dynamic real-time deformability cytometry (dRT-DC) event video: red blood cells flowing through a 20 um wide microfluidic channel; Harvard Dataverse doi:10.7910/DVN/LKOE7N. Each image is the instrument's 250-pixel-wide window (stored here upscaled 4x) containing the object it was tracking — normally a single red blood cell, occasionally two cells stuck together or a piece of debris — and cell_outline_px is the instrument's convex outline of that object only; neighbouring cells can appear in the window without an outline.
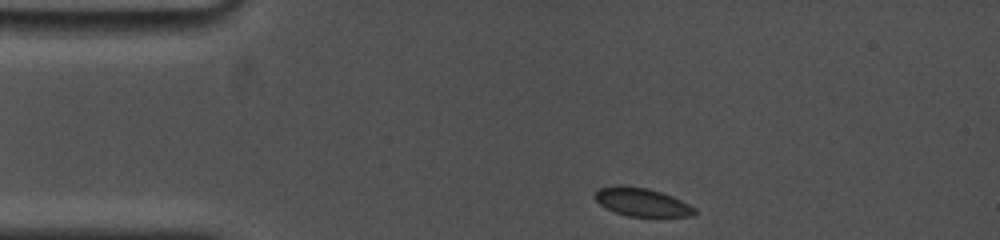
{"species": "common noctule bat (a hibernating species)", "species_latin": "Nyctalus noctula", "temperature_condition": "cold", "stored_images_in_passage": 51, "camera_frame_rate_fps": 5000, "um_per_image_px": 0.085, "animal": {"sex": "female", "body_mass_g": 19.0, "forearm_length_mm": 53.3}, "frame": {"image": 1, "passage_image": 1, "time_ms": 0.0, "image_size_px": [1000, 240], "cell_outline_px": [[696, 216], [628, 216], [616, 212], [600, 204], [592, 196], [600, 188], [620, 184], [648, 188], [672, 196], [696, 208]], "centroid_in_image_um": [54.56, 17.17], "position_along_channel_um": 30.4, "area_um2": 16.36}}
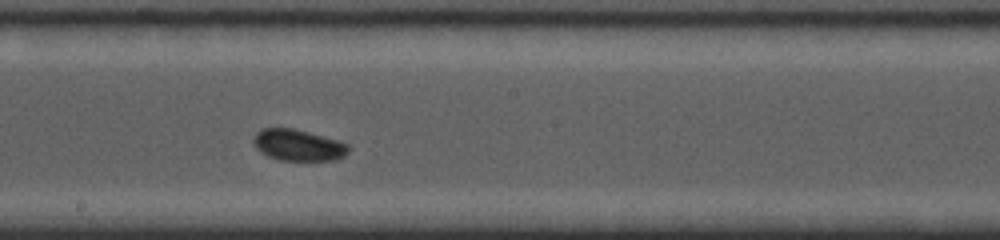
{"frame": {"image": 2, "passage_image": 28, "time_ms": 6.4, "image_size_px": [1000, 240], "cell_outline_px": [[348, 152], [344, 156], [336, 160], [280, 160], [268, 156], [260, 152], [256, 148], [252, 140], [256, 132], [260, 128], [296, 128], [336, 140], [348, 144]], "centroid_in_image_um": [25.31, 12.33], "position_along_channel_um": 222.9, "area_um2": 17.4}}
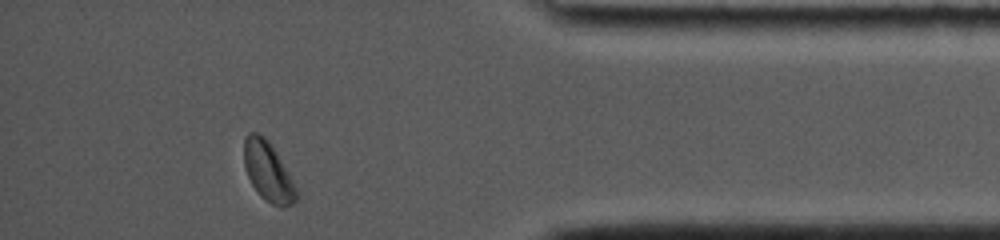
{"frame": {"image": 3, "passage_image": 48, "time_ms": 12.0, "image_size_px": [1000, 240], "cell_outline_px": [[296, 200], [292, 204], [280, 208], [272, 204], [260, 196], [256, 192], [248, 176], [244, 164], [244, 136], [248, 132], [256, 132], [264, 136], [268, 140], [288, 172], [296, 188]], "centroid_in_image_um": [22.75, 14.57], "position_along_channel_um": 412.4, "area_um2": 17.92}, "authors_computed_cell_mechanics": {"area_um2": 17.34, "velocity_mm_per_s": 3.7112, "shape_relaxation_time_tau1_ms": 1.5217, "shape_relaxation_time_tau2_ms": null, "deformation_change_tau1": 0.0517, "deformation_change_tau2": null}}